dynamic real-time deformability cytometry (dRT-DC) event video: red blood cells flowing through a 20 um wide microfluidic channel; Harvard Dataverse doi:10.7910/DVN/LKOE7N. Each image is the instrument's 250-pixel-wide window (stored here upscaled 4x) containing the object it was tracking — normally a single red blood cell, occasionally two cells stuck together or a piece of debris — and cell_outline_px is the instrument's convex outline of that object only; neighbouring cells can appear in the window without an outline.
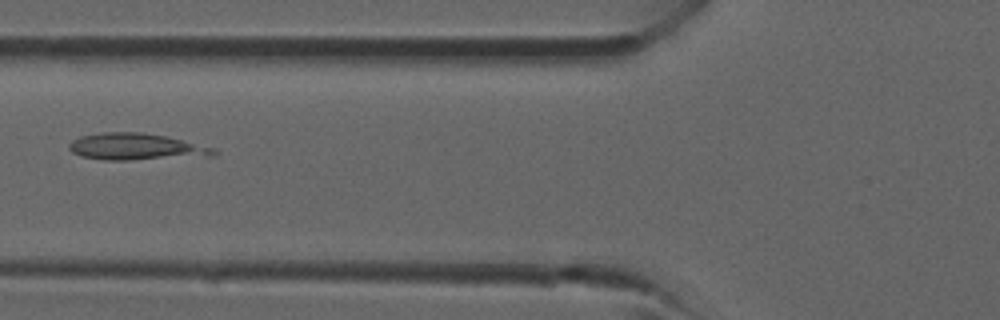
{"species": "common noctule bat (a hibernating species)", "species_latin": "Nyctalus noctula", "temperature_condition": "room temperature", "stored_images_in_passage": 30, "camera_frame_rate_fps": 3000, "um_per_image_px": 0.085, "animal": {"sex": "male", "forearm_length_mm": 52.5}, "frame": {"image": 1, "passage_image": 5, "time_ms": 1.333, "image_size_px": [1000, 320], "cell_outline_px": [[220, 152], [216, 156], [128, 160], [104, 160], [80, 156], [72, 152], [68, 148], [68, 144], [72, 140], [80, 136], [100, 132], [140, 132], [164, 136], [216, 148]], "centroid_in_image_um": [11.58, 12.48], "position_along_channel_um": 114.2, "area_um2": 22.77}}
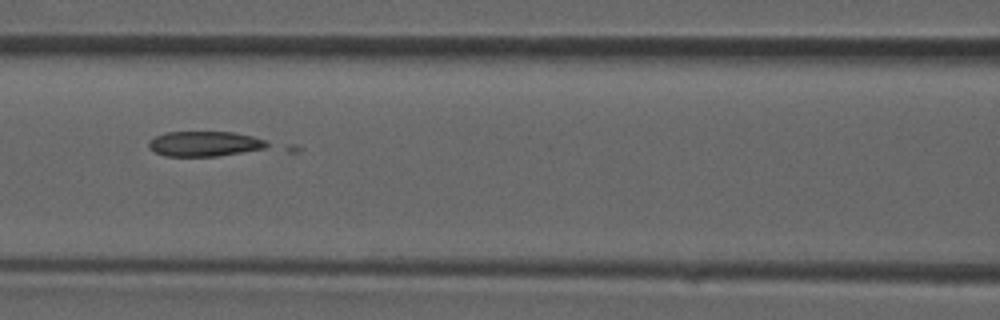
{"frame": {"image": 2, "passage_image": 7, "time_ms": 2.0, "image_size_px": [1000, 320], "cell_outline_px": [[300, 152], [216, 156], [164, 156], [148, 148], [148, 140], [156, 136], [168, 132], [232, 132], [296, 144], [300, 148]], "centroid_in_image_um": [18.39, 12.29], "position_along_channel_um": 148.2, "area_um2": 20.98}}